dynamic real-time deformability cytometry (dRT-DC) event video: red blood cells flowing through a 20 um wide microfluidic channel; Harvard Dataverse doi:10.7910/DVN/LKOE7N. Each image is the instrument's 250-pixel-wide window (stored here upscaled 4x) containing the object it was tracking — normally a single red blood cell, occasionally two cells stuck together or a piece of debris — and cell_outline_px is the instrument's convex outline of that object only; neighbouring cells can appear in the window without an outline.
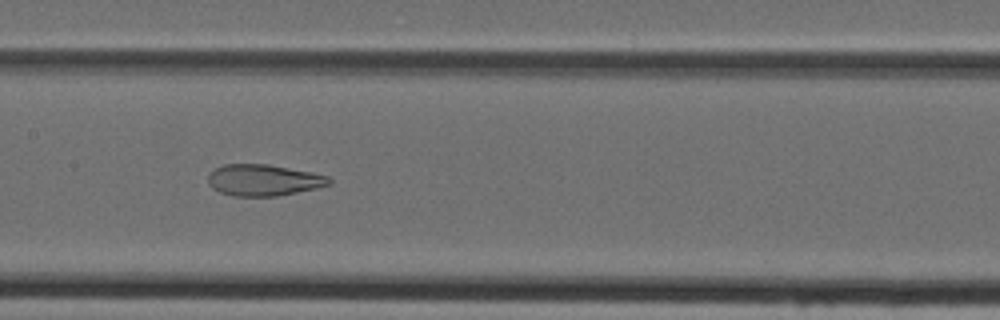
{"species": "Egyptian fruit bat (a non-hibernating species)", "species_latin": "Rousettus aegyptiacus", "temperature_condition": "cold", "stored_images_in_passage": 48, "camera_frame_rate_fps": 3000, "um_per_image_px": 0.085, "animal": {"sex": "female"}, "frame": {"image": 1, "passage_image": 24, "time_ms": 7.667, "image_size_px": [1000, 320], "cell_outline_px": [[332, 184], [316, 188], [276, 196], [232, 196], [220, 192], [212, 188], [208, 184], [208, 172], [224, 164], [268, 164], [312, 172], [328, 176], [332, 180]], "centroid_in_image_um": [22.39, 15.3], "position_along_channel_um": 185.0, "area_um2": 22.25}}
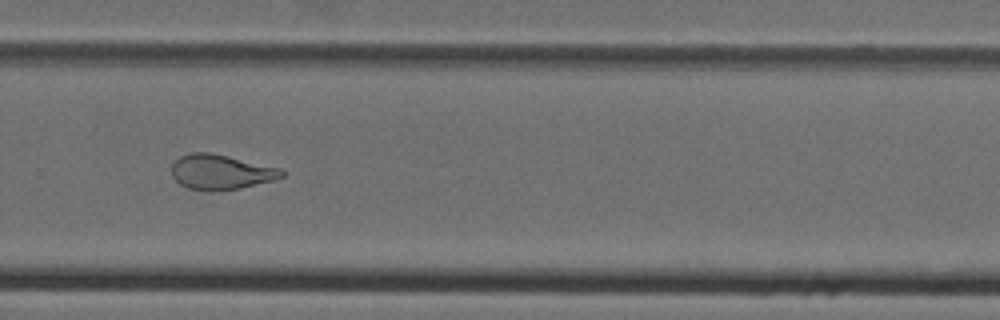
{"frame": {"image": 2, "passage_image": 33, "time_ms": 10.667, "image_size_px": [1000, 320], "cell_outline_px": [[284, 176], [276, 180], [240, 188], [212, 192], [208, 192], [188, 188], [180, 184], [172, 176], [172, 164], [180, 156], [192, 152], [208, 152], [228, 156], [280, 168], [284, 172]], "centroid_in_image_um": [18.77, 14.64], "position_along_channel_um": 311.0, "area_um2": 22.54}}
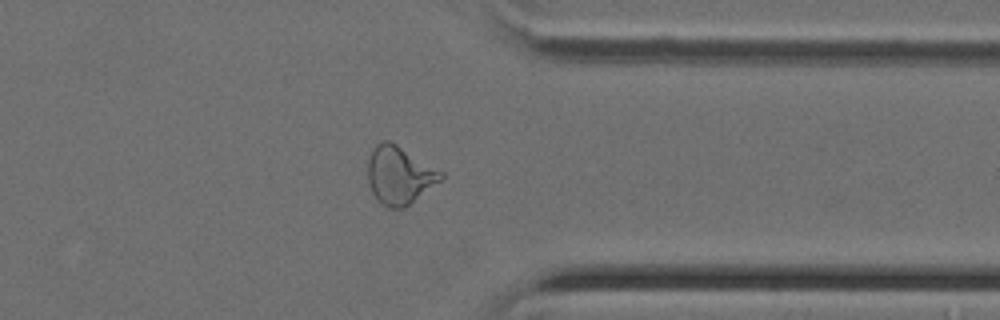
{"frame": {"image": 3, "passage_image": 38, "time_ms": 12.333, "image_size_px": [1000, 320], "cell_outline_px": [[444, 176], [440, 180], [404, 208], [388, 208], [376, 200], [368, 184], [368, 160], [372, 148], [376, 144], [384, 140], [388, 140], [396, 144], [444, 172]], "centroid_in_image_um": [33.91, 14.89], "position_along_channel_um": 377.5, "area_um2": 24.51}}